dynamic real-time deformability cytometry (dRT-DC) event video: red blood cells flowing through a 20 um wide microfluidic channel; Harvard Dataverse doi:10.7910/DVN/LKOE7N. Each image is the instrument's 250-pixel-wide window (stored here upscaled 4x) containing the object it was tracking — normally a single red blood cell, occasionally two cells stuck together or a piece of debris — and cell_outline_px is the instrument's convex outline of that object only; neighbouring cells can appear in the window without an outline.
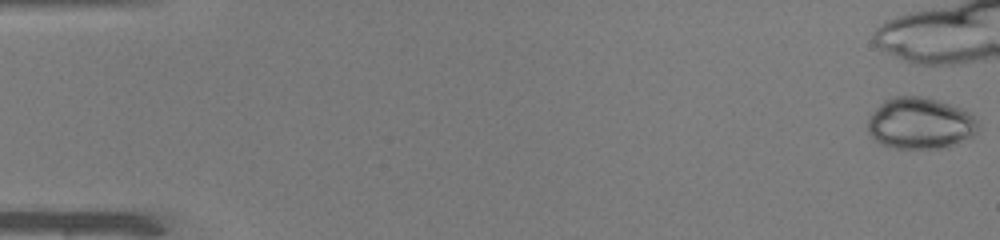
{"species": "common noctule bat (a hibernating species)", "species_latin": "Nyctalus noctula", "temperature_condition": "warm", "stored_images_in_passage": 14, "camera_frame_rate_fps": 3000, "um_per_image_px": 0.085, "animal": {"sex": "male", "body_mass_g": 19.0, "forearm_length_mm": 50.8}, "frame": {"image": 1, "passage_image": 1, "time_ms": 0.0, "image_size_px": [1000, 240], "cell_outline_px": [[980, 124], [976, 132], [972, 136], [948, 148], [896, 148], [880, 144], [872, 140], [868, 132], [868, 120], [872, 112], [884, 100], [892, 96], [920, 96], [936, 100], [960, 108], [968, 112]], "centroid_in_image_um": [78.19, 10.49], "position_along_channel_um": 6.8, "area_um2": 33.23}}